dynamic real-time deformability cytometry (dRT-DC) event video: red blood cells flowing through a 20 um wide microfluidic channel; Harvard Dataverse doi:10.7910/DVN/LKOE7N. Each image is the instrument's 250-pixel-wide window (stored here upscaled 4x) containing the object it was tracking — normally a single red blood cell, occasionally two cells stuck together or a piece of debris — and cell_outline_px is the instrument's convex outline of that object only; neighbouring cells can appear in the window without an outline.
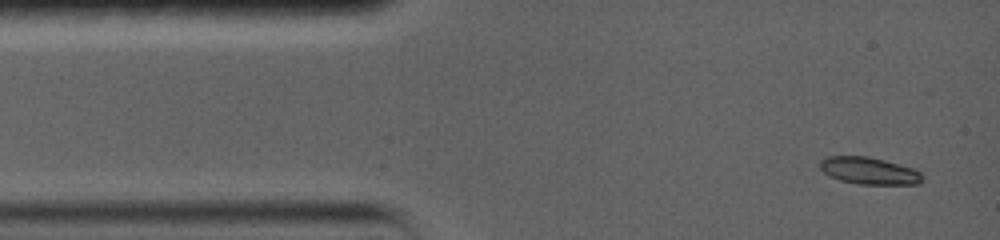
{"species": "common noctule bat (a hibernating species)", "species_latin": "Nyctalus noctula", "temperature_condition": "warm", "stored_images_in_passage": 26, "camera_frame_rate_fps": 5000, "um_per_image_px": 0.085, "animal": {"sex": "female", "body_mass_g": 19.0, "forearm_length_mm": 56.7}, "frame": {"image": 1, "passage_image": 1, "time_ms": 0.0, "image_size_px": [1000, 240], "cell_outline_px": [[924, 180], [920, 184], [860, 184], [840, 180], [828, 176], [820, 168], [820, 160], [824, 156], [868, 156], [884, 160], [912, 168], [920, 172], [924, 176]], "centroid_in_image_um": [73.87, 14.51], "position_along_channel_um": 11.1, "area_um2": 16.24}}
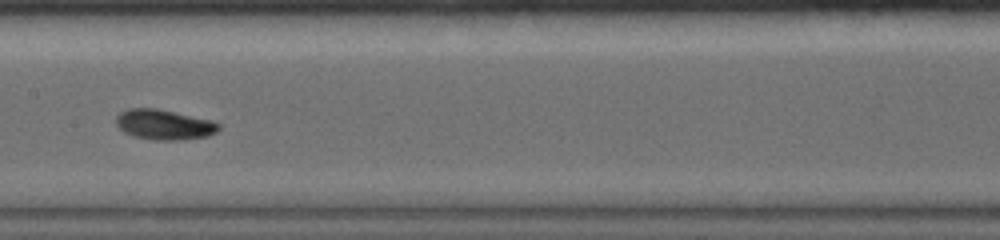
{"frame": {"image": 2, "passage_image": 12, "time_ms": 6.6, "image_size_px": [1000, 240], "cell_outline_px": [[220, 128], [216, 132], [208, 136], [184, 140], [156, 140], [132, 136], [124, 132], [116, 124], [116, 116], [120, 112], [128, 108], [156, 108], [212, 120], [220, 124]], "centroid_in_image_um": [13.95, 10.59], "position_along_channel_um": 193.4, "area_um2": 18.15}}
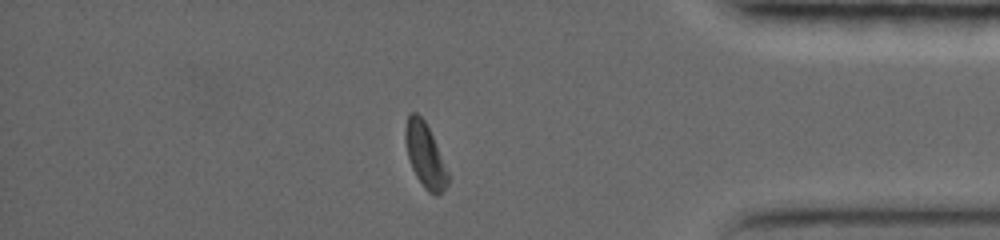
{"frame": {"image": 3, "passage_image": 22, "time_ms": 12.8, "image_size_px": [1000, 240], "cell_outline_px": [[448, 184], [436, 196], [428, 192], [424, 188], [416, 176], [412, 168], [408, 156], [404, 140], [404, 128], [408, 116], [412, 112], [416, 112], [424, 120], [432, 136], [448, 172]], "centroid_in_image_um": [36.1, 13.2], "position_along_channel_um": 399.1, "area_um2": 15.66}, "authors_computed_cell_mechanics": {"area_um2": 16.8776, "velocity_mm_per_s": 3.7202, "shape_relaxation_time_tau1_ms": 3.1676, "shape_relaxation_time_tau2_ms": null, "deformation_change_tau1": 0.1377, "deformation_change_tau2": null}}